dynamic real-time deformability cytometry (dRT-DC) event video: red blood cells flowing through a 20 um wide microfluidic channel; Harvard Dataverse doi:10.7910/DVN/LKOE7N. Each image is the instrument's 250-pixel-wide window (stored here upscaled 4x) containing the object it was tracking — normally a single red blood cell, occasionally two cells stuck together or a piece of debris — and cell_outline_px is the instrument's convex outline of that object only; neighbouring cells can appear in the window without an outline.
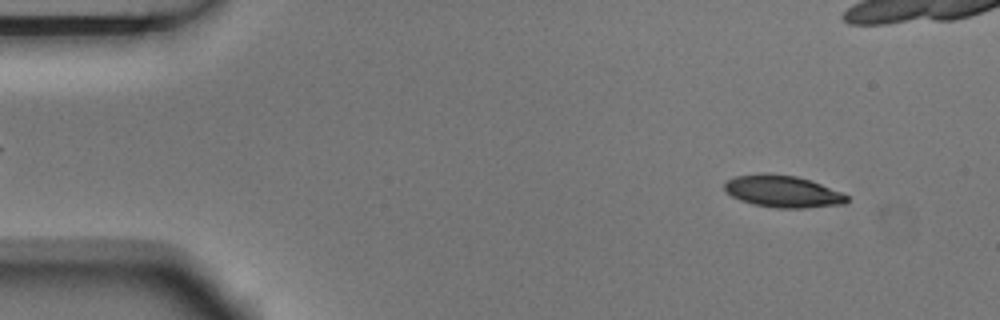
{"species": "Egyptian fruit bat (a non-hibernating species)", "species_latin": "Rousettus aegyptiacus", "temperature_condition": "room temperature", "stored_images_in_passage": 5, "camera_frame_rate_fps": 3000, "um_per_image_px": 0.085, "animal": {"sex": "male"}, "frame": {"image": 1, "passage_image": 1, "time_ms": 0.0, "image_size_px": [1000, 320], "cell_outline_px": [[848, 200], [844, 204], [804, 208], [776, 208], [752, 204], [740, 200], [732, 196], [724, 188], [724, 184], [728, 180], [736, 176], [760, 172], [768, 172], [796, 176], [812, 180], [840, 192], [848, 196]], "centroid_in_image_um": [66.52, 16.25], "position_along_channel_um": 18.5, "area_um2": 22.95}}